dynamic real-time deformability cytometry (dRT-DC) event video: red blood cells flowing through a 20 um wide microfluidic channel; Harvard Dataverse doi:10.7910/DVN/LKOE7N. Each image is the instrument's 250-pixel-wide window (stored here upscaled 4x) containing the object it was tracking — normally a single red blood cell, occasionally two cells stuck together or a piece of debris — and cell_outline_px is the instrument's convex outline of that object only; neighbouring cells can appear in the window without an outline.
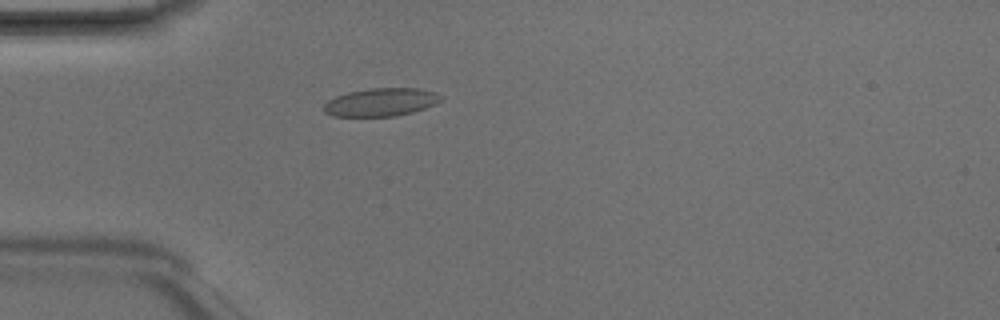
{"species": "Egyptian fruit bat (a non-hibernating species)", "species_latin": "Rousettus aegyptiacus", "temperature_condition": "room temperature", "stored_images_in_passage": 5, "camera_frame_rate_fps": 3000, "um_per_image_px": 0.085, "animal": {"sex": "male"}, "frame": {"image": 1, "passage_image": 5, "time_ms": 1.333, "image_size_px": [1000, 320], "cell_outline_px": [[444, 96], [436, 104], [412, 112], [396, 116], [332, 116], [324, 112], [324, 104], [328, 100], [336, 96], [348, 92], [372, 88], [420, 88], [436, 92]], "centroid_in_image_um": [32.4, 8.68], "position_along_channel_um": 52.6, "area_um2": 19.19}}